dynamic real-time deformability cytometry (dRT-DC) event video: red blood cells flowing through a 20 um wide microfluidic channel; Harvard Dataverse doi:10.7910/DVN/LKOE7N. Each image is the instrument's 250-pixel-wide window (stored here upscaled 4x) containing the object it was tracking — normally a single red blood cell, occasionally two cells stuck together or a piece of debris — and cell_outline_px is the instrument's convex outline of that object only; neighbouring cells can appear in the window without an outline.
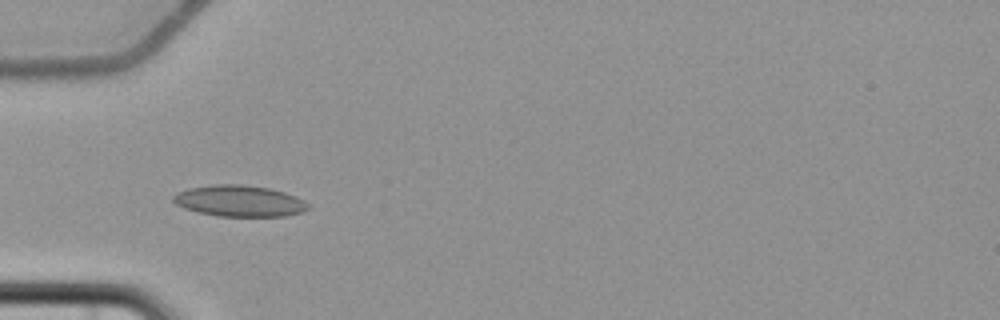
{"species": "common noctule bat (a hibernating species)", "species_latin": "Nyctalus noctula", "temperature_condition": "cold", "stored_images_in_passage": 7, "camera_frame_rate_fps": 3000, "um_per_image_px": 0.085, "animal": {"sex": "female", "body_mass_g": 22.7, "forearm_length_mm": 54.2}, "frame": {"image": 1, "passage_image": 5, "time_ms": 4.667, "image_size_px": [1000, 320], "cell_outline_px": [[308, 208], [304, 212], [284, 216], [216, 216], [196, 212], [184, 208], [176, 204], [172, 200], [172, 196], [176, 192], [188, 188], [216, 184], [240, 184], [268, 188], [284, 192], [296, 196], [304, 200], [308, 204]], "centroid_in_image_um": [20.32, 17.08], "position_along_channel_um": 64.7, "area_um2": 24.68}}
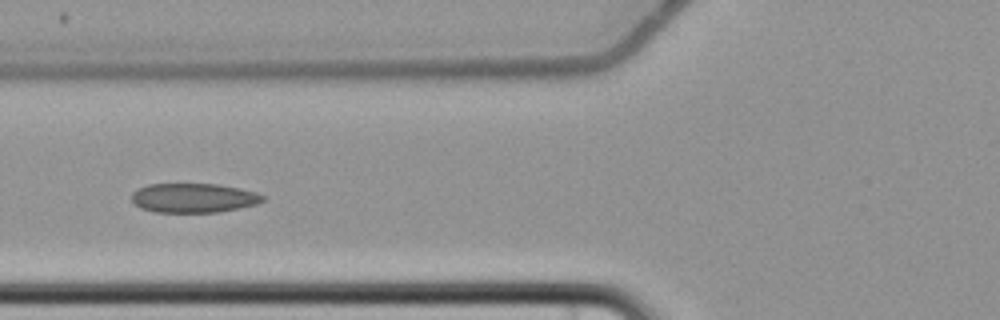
{"frame": {"image": 2, "passage_image": 6, "time_ms": 6.0, "image_size_px": [1000, 320], "cell_outline_px": [[264, 200], [256, 204], [240, 208], [220, 212], [156, 212], [140, 208], [132, 204], [132, 192], [148, 184], [216, 184], [240, 188], [256, 192], [264, 196]], "centroid_in_image_um": [16.44, 16.83], "position_along_channel_um": 109.4, "area_um2": 22.48}}
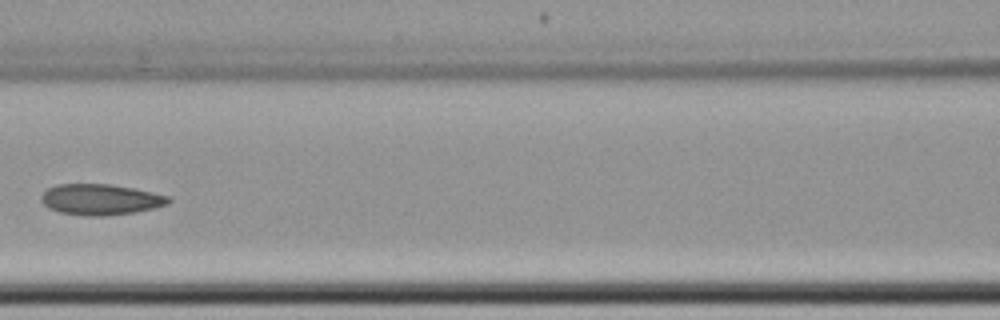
{"frame": {"image": 3, "passage_image": 7, "time_ms": 7.333, "image_size_px": [1000, 320], "cell_outline_px": [[172, 200], [168, 204], [156, 208], [136, 212], [104, 216], [88, 216], [60, 212], [48, 208], [40, 200], [40, 196], [48, 188], [56, 184], [112, 184], [152, 192], [168, 196]], "centroid_in_image_um": [8.55, 16.96], "position_along_channel_um": 158.1, "area_um2": 23.0}}